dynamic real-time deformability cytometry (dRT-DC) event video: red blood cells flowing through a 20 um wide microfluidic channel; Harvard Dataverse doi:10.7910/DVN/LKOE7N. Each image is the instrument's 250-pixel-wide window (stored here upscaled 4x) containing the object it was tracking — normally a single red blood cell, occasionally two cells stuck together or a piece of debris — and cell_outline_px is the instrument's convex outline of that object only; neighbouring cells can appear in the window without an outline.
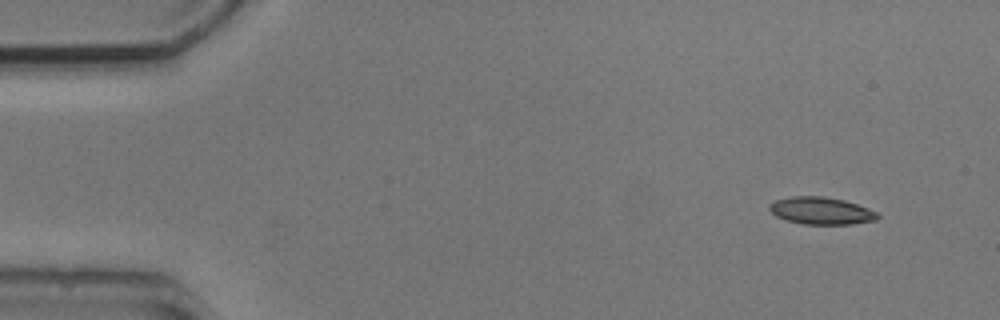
{"species": "common noctule bat (a hibernating species)", "species_latin": "Nyctalus noctula", "temperature_condition": "cold", "stored_images_in_passage": 4, "camera_frame_rate_fps": 3000, "um_per_image_px": 0.085, "animal": {"sex": "male", "body_mass_g": 20.5, "forearm_length_mm": 52.5}, "frame": {"image": 1, "passage_image": 1, "time_ms": 0.0, "image_size_px": [1000, 320], "cell_outline_px": [[880, 216], [876, 220], [852, 224], [804, 224], [784, 220], [776, 216], [768, 208], [768, 204], [776, 200], [792, 196], [824, 196], [844, 200], [868, 208], [876, 212]], "centroid_in_image_um": [69.78, 17.91], "position_along_channel_um": 15.2, "area_um2": 17.22}}